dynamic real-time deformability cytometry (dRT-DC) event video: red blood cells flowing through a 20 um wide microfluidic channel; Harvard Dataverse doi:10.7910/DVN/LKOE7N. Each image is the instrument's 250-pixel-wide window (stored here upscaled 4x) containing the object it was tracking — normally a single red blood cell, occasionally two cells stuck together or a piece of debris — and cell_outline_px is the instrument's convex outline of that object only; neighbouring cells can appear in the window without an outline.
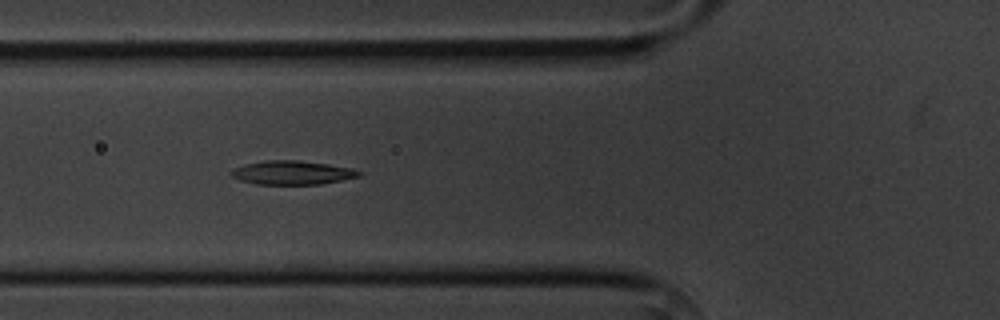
{"species": "common noctule bat (a hibernating species)", "species_latin": "Nyctalus noctula", "temperature_condition": "cold", "stored_images_in_passage": 8, "camera_frame_rate_fps": 3000, "um_per_image_px": 0.085, "animal": {"sex": "male", "body_mass_g": 20.1, "forearm_length_mm": 53.5}, "frame": {"image": 1, "passage_image": 5, "time_ms": 5.333, "image_size_px": [1000, 320], "cell_outline_px": [[364, 172], [360, 176], [320, 184], [256, 184], [240, 180], [232, 176], [232, 168], [244, 164], [268, 160], [296, 160], [328, 164], [352, 168]], "centroid_in_image_um": [24.85, 14.67], "position_along_channel_um": 101.0, "area_um2": 17.63}}
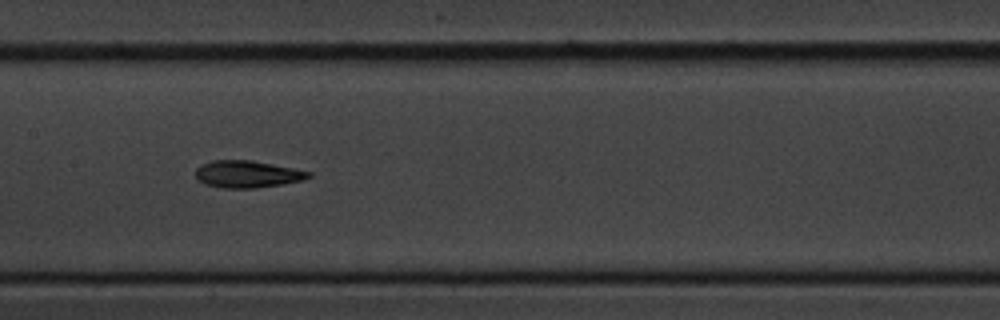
{"frame": {"image": 2, "passage_image": 7, "time_ms": 7.667, "image_size_px": [1000, 320], "cell_outline_px": [[312, 176], [304, 180], [284, 184], [256, 188], [220, 188], [204, 184], [196, 180], [196, 168], [200, 164], [212, 160], [252, 160], [312, 172]], "centroid_in_image_um": [21.0, 14.81], "position_along_channel_um": 186.4, "area_um2": 18.09}}
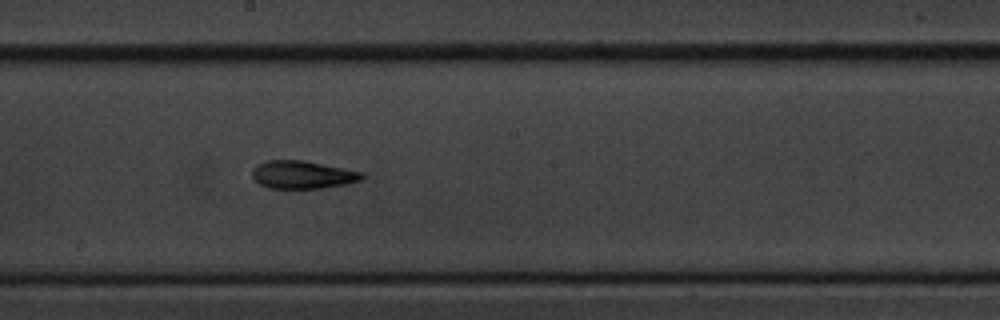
{"frame": {"image": 3, "passage_image": 8, "time_ms": 8.667, "image_size_px": [1000, 320], "cell_outline_px": [[364, 176], [360, 180], [344, 184], [320, 188], [268, 188], [260, 184], [252, 176], [252, 172], [256, 164], [264, 160], [304, 160], [364, 172]], "centroid_in_image_um": [25.69, 14.83], "position_along_channel_um": 222.5, "area_um2": 17.8}}